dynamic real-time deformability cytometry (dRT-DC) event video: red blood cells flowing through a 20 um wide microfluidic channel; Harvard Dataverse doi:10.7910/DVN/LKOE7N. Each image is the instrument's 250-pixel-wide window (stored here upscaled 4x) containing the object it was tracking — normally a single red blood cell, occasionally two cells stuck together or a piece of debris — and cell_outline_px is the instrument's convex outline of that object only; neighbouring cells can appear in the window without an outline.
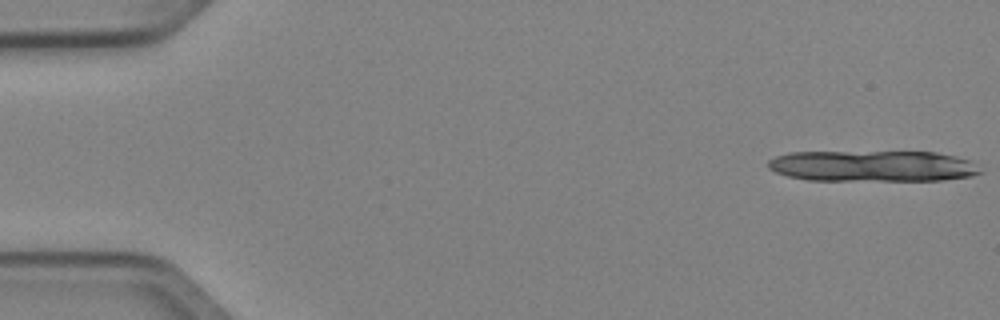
{"species": "Egyptian fruit bat (a non-hibernating species)", "species_latin": "Rousettus aegyptiacus", "temperature_condition": "cold", "stored_images_in_passage": 12, "camera_frame_rate_fps": 3000, "um_per_image_px": 0.085, "animal": {"sex": "female"}, "frame": {"image": 1, "passage_image": 1, "time_ms": 0.0, "image_size_px": [1000, 320], "cell_outline_px": [[984, 172], [972, 176], [944, 180], [808, 180], [788, 176], [776, 172], [768, 168], [768, 160], [776, 156], [788, 152], [936, 152], [956, 156], [968, 160]], "centroid_in_image_um": [74.17, 14.11], "position_along_channel_um": 10.8, "area_um2": 38.44}}